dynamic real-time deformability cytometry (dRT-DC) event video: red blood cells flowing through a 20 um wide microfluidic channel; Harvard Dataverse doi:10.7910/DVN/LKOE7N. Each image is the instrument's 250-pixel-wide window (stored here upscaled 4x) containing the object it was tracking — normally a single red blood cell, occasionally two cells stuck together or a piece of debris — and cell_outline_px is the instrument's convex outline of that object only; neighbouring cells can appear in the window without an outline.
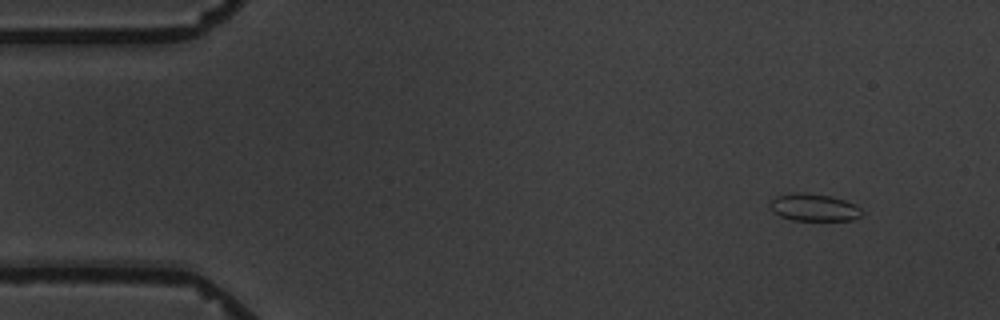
{"species": "common noctule bat (a hibernating species)", "species_latin": "Nyctalus noctula", "temperature_condition": "warm", "stored_images_in_passage": 4, "camera_frame_rate_fps": 3000, "um_per_image_px": 0.085, "animal": {"sex": "male", "body_mass_g": 19.5, "forearm_length_mm": 54.6}, "frame": {"image": 1, "passage_image": 1, "time_ms": 0.0, "image_size_px": [1000, 320], "cell_outline_px": [[864, 212], [860, 216], [852, 220], [792, 220], [780, 216], [772, 212], [772, 200], [776, 196], [792, 192], [804, 192], [832, 196], [856, 204]], "centroid_in_image_um": [69.21, 17.62], "position_along_channel_um": 15.8, "area_um2": 14.68}}
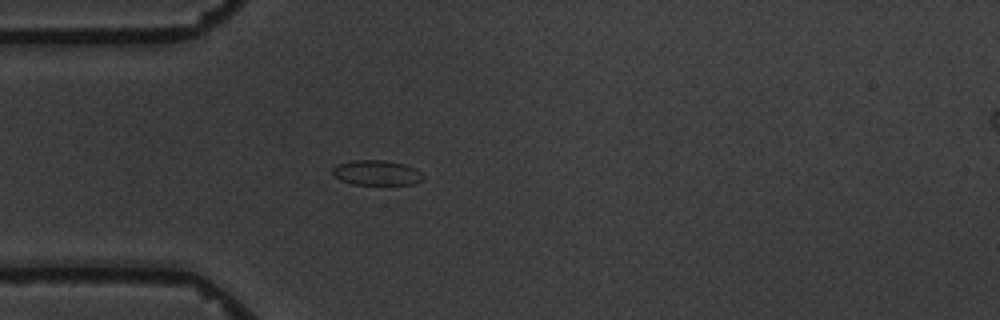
{"frame": {"image": 2, "passage_image": 4, "time_ms": 3.667, "image_size_px": [1000, 320], "cell_outline_px": [[424, 180], [412, 184], [352, 184], [340, 180], [332, 176], [332, 168], [336, 164], [352, 160], [384, 160], [404, 164], [416, 168], [424, 176]], "centroid_in_image_um": [31.99, 14.68], "position_along_channel_um": 53.0, "area_um2": 13.35}}